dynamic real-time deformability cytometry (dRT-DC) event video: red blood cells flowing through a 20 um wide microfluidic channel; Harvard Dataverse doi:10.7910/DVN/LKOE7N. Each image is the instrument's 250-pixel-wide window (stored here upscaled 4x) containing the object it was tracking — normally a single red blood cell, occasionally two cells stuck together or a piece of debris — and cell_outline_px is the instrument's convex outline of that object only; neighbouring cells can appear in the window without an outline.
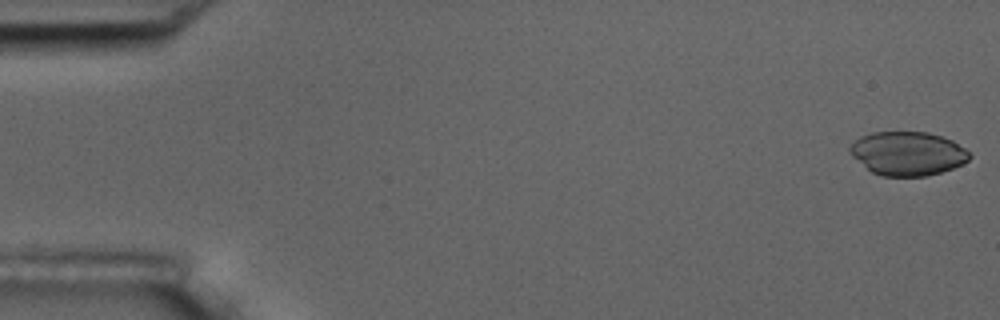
{"species": "common noctule bat (a hibernating species)", "species_latin": "Nyctalus noctula", "temperature_condition": "room temperature", "stored_images_in_passage": 11, "camera_frame_rate_fps": 3000, "um_per_image_px": 0.085, "animal": {"sex": "male", "body_mass_g": 17.5, "forearm_length_mm": 52.3}, "frame": {"image": 1, "passage_image": 1, "time_ms": 0.0, "image_size_px": [1000, 320], "cell_outline_px": [[972, 156], [968, 160], [952, 168], [940, 172], [924, 176], [880, 176], [872, 172], [852, 156], [848, 152], [848, 148], [860, 136], [872, 132], [928, 132], [952, 140], [964, 148]], "centroid_in_image_um": [77.12, 13.04], "position_along_channel_um": 7.9, "area_um2": 30.35}}